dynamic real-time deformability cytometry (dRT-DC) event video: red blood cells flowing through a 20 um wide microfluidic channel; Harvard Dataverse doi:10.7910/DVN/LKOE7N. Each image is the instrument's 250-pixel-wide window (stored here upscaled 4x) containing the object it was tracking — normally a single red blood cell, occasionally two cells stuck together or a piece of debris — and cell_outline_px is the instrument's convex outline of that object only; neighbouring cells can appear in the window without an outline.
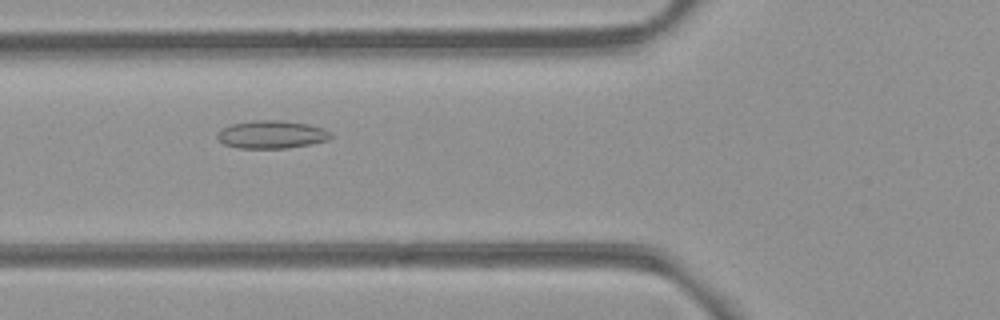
{"species": "common noctule bat (a hibernating species)", "species_latin": "Nyctalus noctula", "temperature_condition": "room temperature", "stored_images_in_passage": 53, "camera_frame_rate_fps": 3000, "um_per_image_px": 0.085, "animal": {"sex": "female", "body_mass_g": 21.9}, "frame": {"image": 1, "passage_image": 20, "time_ms": 6.333, "image_size_px": [1000, 320], "cell_outline_px": [[332, 136], [328, 140], [288, 148], [240, 148], [224, 144], [216, 136], [216, 132], [220, 128], [232, 124], [252, 120], [280, 120], [308, 124], [324, 128]], "centroid_in_image_um": [23.04, 11.42], "position_along_channel_um": 102.8, "area_um2": 18.44}}
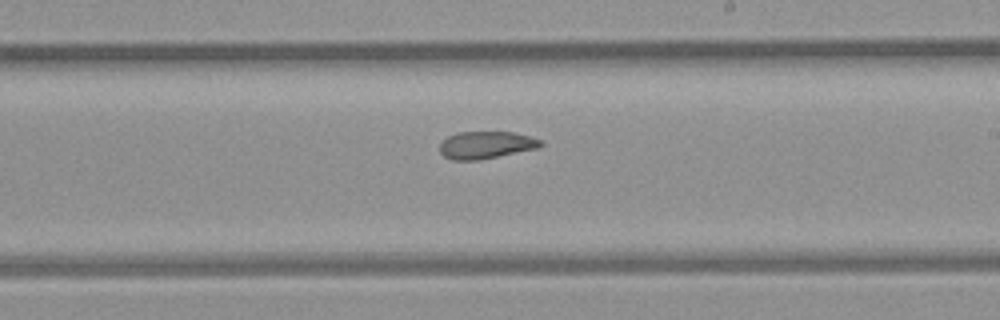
{"frame": {"image": 2, "passage_image": 31, "time_ms": 10.0, "image_size_px": [1000, 320], "cell_outline_px": [[544, 144], [536, 148], [480, 160], [452, 160], [444, 156], [440, 152], [440, 144], [448, 136], [456, 132], [512, 132], [528, 136], [540, 140]], "centroid_in_image_um": [41.27, 12.32], "position_along_channel_um": 247.7, "area_um2": 15.9}}
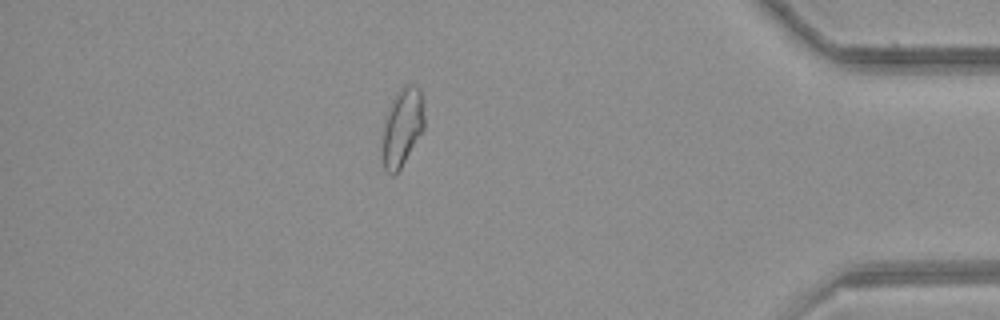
{"frame": {"image": 3, "passage_image": 46, "time_ms": 15.0, "image_size_px": [1000, 320], "cell_outline_px": [[424, 128], [400, 168], [392, 176], [384, 168], [380, 148], [384, 124], [388, 108], [396, 92], [404, 84], [416, 84], [420, 88], [424, 100]], "centroid_in_image_um": [34.18, 10.76], "position_along_channel_um": 401.0, "area_um2": 19.48}, "authors_computed_cell_mechanics": {"area_um2": 19.3052, "velocity_mm_per_s": 3.9443, "shape_relaxation_time_tau1_ms": null, "shape_relaxation_time_tau2_ms": 3.7496, "deformation_change_tau1": null, "deformation_change_tau2": 0.0849}}